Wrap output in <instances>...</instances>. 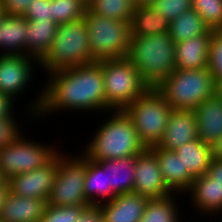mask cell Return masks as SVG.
I'll return each instance as SVG.
<instances>
[{
	"label": "cell",
	"instance_id": "1",
	"mask_svg": "<svg viewBox=\"0 0 222 222\" xmlns=\"http://www.w3.org/2000/svg\"><path fill=\"white\" fill-rule=\"evenodd\" d=\"M46 74L47 80L44 81L42 90L25 107L29 111V122L30 117L35 121L37 117L47 118L54 112L59 113L58 111H108L102 61Z\"/></svg>",
	"mask_w": 222,
	"mask_h": 222
},
{
	"label": "cell",
	"instance_id": "2",
	"mask_svg": "<svg viewBox=\"0 0 222 222\" xmlns=\"http://www.w3.org/2000/svg\"><path fill=\"white\" fill-rule=\"evenodd\" d=\"M88 140L83 154L93 161L114 160L139 155L146 148L140 142L132 119L124 110H112Z\"/></svg>",
	"mask_w": 222,
	"mask_h": 222
},
{
	"label": "cell",
	"instance_id": "3",
	"mask_svg": "<svg viewBox=\"0 0 222 222\" xmlns=\"http://www.w3.org/2000/svg\"><path fill=\"white\" fill-rule=\"evenodd\" d=\"M127 58L143 82L156 89L176 69L174 40L168 33L131 36Z\"/></svg>",
	"mask_w": 222,
	"mask_h": 222
},
{
	"label": "cell",
	"instance_id": "4",
	"mask_svg": "<svg viewBox=\"0 0 222 222\" xmlns=\"http://www.w3.org/2000/svg\"><path fill=\"white\" fill-rule=\"evenodd\" d=\"M92 62L94 58L90 51L89 33L83 18L59 25L51 48L39 61L38 66L40 70L51 73Z\"/></svg>",
	"mask_w": 222,
	"mask_h": 222
},
{
	"label": "cell",
	"instance_id": "5",
	"mask_svg": "<svg viewBox=\"0 0 222 222\" xmlns=\"http://www.w3.org/2000/svg\"><path fill=\"white\" fill-rule=\"evenodd\" d=\"M156 89L172 109L194 111L203 101L215 95V81L208 68L175 69Z\"/></svg>",
	"mask_w": 222,
	"mask_h": 222
},
{
	"label": "cell",
	"instance_id": "6",
	"mask_svg": "<svg viewBox=\"0 0 222 222\" xmlns=\"http://www.w3.org/2000/svg\"><path fill=\"white\" fill-rule=\"evenodd\" d=\"M172 110L157 89L149 88L124 111L132 119L140 142L150 148L162 140Z\"/></svg>",
	"mask_w": 222,
	"mask_h": 222
},
{
	"label": "cell",
	"instance_id": "7",
	"mask_svg": "<svg viewBox=\"0 0 222 222\" xmlns=\"http://www.w3.org/2000/svg\"><path fill=\"white\" fill-rule=\"evenodd\" d=\"M102 67L109 114L112 110H125L149 89L127 57L102 60Z\"/></svg>",
	"mask_w": 222,
	"mask_h": 222
},
{
	"label": "cell",
	"instance_id": "8",
	"mask_svg": "<svg viewBox=\"0 0 222 222\" xmlns=\"http://www.w3.org/2000/svg\"><path fill=\"white\" fill-rule=\"evenodd\" d=\"M89 44L95 61L125 58L130 48V23L108 19L92 13L84 14Z\"/></svg>",
	"mask_w": 222,
	"mask_h": 222
},
{
	"label": "cell",
	"instance_id": "9",
	"mask_svg": "<svg viewBox=\"0 0 222 222\" xmlns=\"http://www.w3.org/2000/svg\"><path fill=\"white\" fill-rule=\"evenodd\" d=\"M87 158L82 154L58 153V169L47 205L91 207L84 192Z\"/></svg>",
	"mask_w": 222,
	"mask_h": 222
},
{
	"label": "cell",
	"instance_id": "10",
	"mask_svg": "<svg viewBox=\"0 0 222 222\" xmlns=\"http://www.w3.org/2000/svg\"><path fill=\"white\" fill-rule=\"evenodd\" d=\"M21 135L12 144L0 148V172L10 177L48 164L61 150Z\"/></svg>",
	"mask_w": 222,
	"mask_h": 222
},
{
	"label": "cell",
	"instance_id": "11",
	"mask_svg": "<svg viewBox=\"0 0 222 222\" xmlns=\"http://www.w3.org/2000/svg\"><path fill=\"white\" fill-rule=\"evenodd\" d=\"M34 62L39 65V61L29 55H0V93L16 102L33 83L37 70Z\"/></svg>",
	"mask_w": 222,
	"mask_h": 222
},
{
	"label": "cell",
	"instance_id": "12",
	"mask_svg": "<svg viewBox=\"0 0 222 222\" xmlns=\"http://www.w3.org/2000/svg\"><path fill=\"white\" fill-rule=\"evenodd\" d=\"M133 192L149 199L173 194L163 180L157 156L149 148L136 155Z\"/></svg>",
	"mask_w": 222,
	"mask_h": 222
},
{
	"label": "cell",
	"instance_id": "13",
	"mask_svg": "<svg viewBox=\"0 0 222 222\" xmlns=\"http://www.w3.org/2000/svg\"><path fill=\"white\" fill-rule=\"evenodd\" d=\"M58 169V154L46 165L8 179L9 191L17 196L48 201Z\"/></svg>",
	"mask_w": 222,
	"mask_h": 222
},
{
	"label": "cell",
	"instance_id": "14",
	"mask_svg": "<svg viewBox=\"0 0 222 222\" xmlns=\"http://www.w3.org/2000/svg\"><path fill=\"white\" fill-rule=\"evenodd\" d=\"M197 138V121L194 111L173 109L162 140L156 147L175 151L179 146Z\"/></svg>",
	"mask_w": 222,
	"mask_h": 222
},
{
	"label": "cell",
	"instance_id": "15",
	"mask_svg": "<svg viewBox=\"0 0 222 222\" xmlns=\"http://www.w3.org/2000/svg\"><path fill=\"white\" fill-rule=\"evenodd\" d=\"M186 195L191 198L192 208L194 207L197 212L199 211L204 216L214 215L213 217L216 219L215 215L219 216L222 213V185L215 182L206 173L194 178Z\"/></svg>",
	"mask_w": 222,
	"mask_h": 222
},
{
	"label": "cell",
	"instance_id": "16",
	"mask_svg": "<svg viewBox=\"0 0 222 222\" xmlns=\"http://www.w3.org/2000/svg\"><path fill=\"white\" fill-rule=\"evenodd\" d=\"M149 198L138 193L117 195L114 199L98 205L105 222H139Z\"/></svg>",
	"mask_w": 222,
	"mask_h": 222
},
{
	"label": "cell",
	"instance_id": "17",
	"mask_svg": "<svg viewBox=\"0 0 222 222\" xmlns=\"http://www.w3.org/2000/svg\"><path fill=\"white\" fill-rule=\"evenodd\" d=\"M212 30L188 40L175 43L176 69L198 70L208 68Z\"/></svg>",
	"mask_w": 222,
	"mask_h": 222
},
{
	"label": "cell",
	"instance_id": "18",
	"mask_svg": "<svg viewBox=\"0 0 222 222\" xmlns=\"http://www.w3.org/2000/svg\"><path fill=\"white\" fill-rule=\"evenodd\" d=\"M47 201L17 196L8 191L0 210L3 222H38L44 216Z\"/></svg>",
	"mask_w": 222,
	"mask_h": 222
},
{
	"label": "cell",
	"instance_id": "19",
	"mask_svg": "<svg viewBox=\"0 0 222 222\" xmlns=\"http://www.w3.org/2000/svg\"><path fill=\"white\" fill-rule=\"evenodd\" d=\"M198 138L211 145L222 136V101L214 95L194 110Z\"/></svg>",
	"mask_w": 222,
	"mask_h": 222
},
{
	"label": "cell",
	"instance_id": "20",
	"mask_svg": "<svg viewBox=\"0 0 222 222\" xmlns=\"http://www.w3.org/2000/svg\"><path fill=\"white\" fill-rule=\"evenodd\" d=\"M175 152L183 163V173L192 182L207 172L212 161L211 146L199 138L179 146Z\"/></svg>",
	"mask_w": 222,
	"mask_h": 222
},
{
	"label": "cell",
	"instance_id": "21",
	"mask_svg": "<svg viewBox=\"0 0 222 222\" xmlns=\"http://www.w3.org/2000/svg\"><path fill=\"white\" fill-rule=\"evenodd\" d=\"M158 158L163 180L173 193H186L192 181L183 173V163L175 151L156 146L149 148Z\"/></svg>",
	"mask_w": 222,
	"mask_h": 222
},
{
	"label": "cell",
	"instance_id": "22",
	"mask_svg": "<svg viewBox=\"0 0 222 222\" xmlns=\"http://www.w3.org/2000/svg\"><path fill=\"white\" fill-rule=\"evenodd\" d=\"M27 21L23 16L6 15L0 22V55H26Z\"/></svg>",
	"mask_w": 222,
	"mask_h": 222
},
{
	"label": "cell",
	"instance_id": "23",
	"mask_svg": "<svg viewBox=\"0 0 222 222\" xmlns=\"http://www.w3.org/2000/svg\"><path fill=\"white\" fill-rule=\"evenodd\" d=\"M84 192L91 206L114 199L117 195L108 186L107 172L97 161L87 158V170L84 182Z\"/></svg>",
	"mask_w": 222,
	"mask_h": 222
},
{
	"label": "cell",
	"instance_id": "24",
	"mask_svg": "<svg viewBox=\"0 0 222 222\" xmlns=\"http://www.w3.org/2000/svg\"><path fill=\"white\" fill-rule=\"evenodd\" d=\"M98 162L105 168L108 186L116 195L133 192L136 155Z\"/></svg>",
	"mask_w": 222,
	"mask_h": 222
},
{
	"label": "cell",
	"instance_id": "25",
	"mask_svg": "<svg viewBox=\"0 0 222 222\" xmlns=\"http://www.w3.org/2000/svg\"><path fill=\"white\" fill-rule=\"evenodd\" d=\"M59 25L52 20L27 21L26 55L40 61L51 48Z\"/></svg>",
	"mask_w": 222,
	"mask_h": 222
},
{
	"label": "cell",
	"instance_id": "26",
	"mask_svg": "<svg viewBox=\"0 0 222 222\" xmlns=\"http://www.w3.org/2000/svg\"><path fill=\"white\" fill-rule=\"evenodd\" d=\"M169 24V20L151 5L136 6L130 19V35L137 37L166 34L169 31Z\"/></svg>",
	"mask_w": 222,
	"mask_h": 222
},
{
	"label": "cell",
	"instance_id": "27",
	"mask_svg": "<svg viewBox=\"0 0 222 222\" xmlns=\"http://www.w3.org/2000/svg\"><path fill=\"white\" fill-rule=\"evenodd\" d=\"M209 30L202 17L191 9L170 21L168 34L177 43L206 34Z\"/></svg>",
	"mask_w": 222,
	"mask_h": 222
},
{
	"label": "cell",
	"instance_id": "28",
	"mask_svg": "<svg viewBox=\"0 0 222 222\" xmlns=\"http://www.w3.org/2000/svg\"><path fill=\"white\" fill-rule=\"evenodd\" d=\"M177 195L178 193H173L162 198L149 199L139 222H180V219L182 222L183 219L179 218L182 217L179 214L181 207L176 203L179 197Z\"/></svg>",
	"mask_w": 222,
	"mask_h": 222
},
{
	"label": "cell",
	"instance_id": "29",
	"mask_svg": "<svg viewBox=\"0 0 222 222\" xmlns=\"http://www.w3.org/2000/svg\"><path fill=\"white\" fill-rule=\"evenodd\" d=\"M136 5L133 0H89L87 8L94 14L129 22Z\"/></svg>",
	"mask_w": 222,
	"mask_h": 222
},
{
	"label": "cell",
	"instance_id": "30",
	"mask_svg": "<svg viewBox=\"0 0 222 222\" xmlns=\"http://www.w3.org/2000/svg\"><path fill=\"white\" fill-rule=\"evenodd\" d=\"M86 9L85 0H51L52 21L57 25L83 19Z\"/></svg>",
	"mask_w": 222,
	"mask_h": 222
},
{
	"label": "cell",
	"instance_id": "31",
	"mask_svg": "<svg viewBox=\"0 0 222 222\" xmlns=\"http://www.w3.org/2000/svg\"><path fill=\"white\" fill-rule=\"evenodd\" d=\"M192 9L211 30H222V0H192Z\"/></svg>",
	"mask_w": 222,
	"mask_h": 222
},
{
	"label": "cell",
	"instance_id": "32",
	"mask_svg": "<svg viewBox=\"0 0 222 222\" xmlns=\"http://www.w3.org/2000/svg\"><path fill=\"white\" fill-rule=\"evenodd\" d=\"M85 209V206L47 205L43 218L38 222H76Z\"/></svg>",
	"mask_w": 222,
	"mask_h": 222
},
{
	"label": "cell",
	"instance_id": "33",
	"mask_svg": "<svg viewBox=\"0 0 222 222\" xmlns=\"http://www.w3.org/2000/svg\"><path fill=\"white\" fill-rule=\"evenodd\" d=\"M208 69L214 81L222 80V30H212Z\"/></svg>",
	"mask_w": 222,
	"mask_h": 222
},
{
	"label": "cell",
	"instance_id": "34",
	"mask_svg": "<svg viewBox=\"0 0 222 222\" xmlns=\"http://www.w3.org/2000/svg\"><path fill=\"white\" fill-rule=\"evenodd\" d=\"M151 6L170 22L191 10L192 0H155Z\"/></svg>",
	"mask_w": 222,
	"mask_h": 222
},
{
	"label": "cell",
	"instance_id": "35",
	"mask_svg": "<svg viewBox=\"0 0 222 222\" xmlns=\"http://www.w3.org/2000/svg\"><path fill=\"white\" fill-rule=\"evenodd\" d=\"M17 112L9 116L0 118V148L5 147L6 145L12 144L17 140L23 133V129L19 127L16 116Z\"/></svg>",
	"mask_w": 222,
	"mask_h": 222
},
{
	"label": "cell",
	"instance_id": "36",
	"mask_svg": "<svg viewBox=\"0 0 222 222\" xmlns=\"http://www.w3.org/2000/svg\"><path fill=\"white\" fill-rule=\"evenodd\" d=\"M27 20H52L51 0H32L23 15Z\"/></svg>",
	"mask_w": 222,
	"mask_h": 222
},
{
	"label": "cell",
	"instance_id": "37",
	"mask_svg": "<svg viewBox=\"0 0 222 222\" xmlns=\"http://www.w3.org/2000/svg\"><path fill=\"white\" fill-rule=\"evenodd\" d=\"M32 0H0L6 15L23 16Z\"/></svg>",
	"mask_w": 222,
	"mask_h": 222
},
{
	"label": "cell",
	"instance_id": "38",
	"mask_svg": "<svg viewBox=\"0 0 222 222\" xmlns=\"http://www.w3.org/2000/svg\"><path fill=\"white\" fill-rule=\"evenodd\" d=\"M76 222H105L102 211L98 206L86 208Z\"/></svg>",
	"mask_w": 222,
	"mask_h": 222
},
{
	"label": "cell",
	"instance_id": "39",
	"mask_svg": "<svg viewBox=\"0 0 222 222\" xmlns=\"http://www.w3.org/2000/svg\"><path fill=\"white\" fill-rule=\"evenodd\" d=\"M14 103L9 96L0 93V118L9 117L14 112Z\"/></svg>",
	"mask_w": 222,
	"mask_h": 222
},
{
	"label": "cell",
	"instance_id": "40",
	"mask_svg": "<svg viewBox=\"0 0 222 222\" xmlns=\"http://www.w3.org/2000/svg\"><path fill=\"white\" fill-rule=\"evenodd\" d=\"M206 174L215 180V182L222 185V160L212 159Z\"/></svg>",
	"mask_w": 222,
	"mask_h": 222
},
{
	"label": "cell",
	"instance_id": "41",
	"mask_svg": "<svg viewBox=\"0 0 222 222\" xmlns=\"http://www.w3.org/2000/svg\"><path fill=\"white\" fill-rule=\"evenodd\" d=\"M210 146H211L212 159L222 160V136Z\"/></svg>",
	"mask_w": 222,
	"mask_h": 222
},
{
	"label": "cell",
	"instance_id": "42",
	"mask_svg": "<svg viewBox=\"0 0 222 222\" xmlns=\"http://www.w3.org/2000/svg\"><path fill=\"white\" fill-rule=\"evenodd\" d=\"M8 191H9V185L7 182L3 187H0V210L3 206L4 199H5V196L7 195Z\"/></svg>",
	"mask_w": 222,
	"mask_h": 222
},
{
	"label": "cell",
	"instance_id": "43",
	"mask_svg": "<svg viewBox=\"0 0 222 222\" xmlns=\"http://www.w3.org/2000/svg\"><path fill=\"white\" fill-rule=\"evenodd\" d=\"M215 95L222 101V80L215 81Z\"/></svg>",
	"mask_w": 222,
	"mask_h": 222
},
{
	"label": "cell",
	"instance_id": "44",
	"mask_svg": "<svg viewBox=\"0 0 222 222\" xmlns=\"http://www.w3.org/2000/svg\"><path fill=\"white\" fill-rule=\"evenodd\" d=\"M134 4L136 6H149L151 5L155 0H133Z\"/></svg>",
	"mask_w": 222,
	"mask_h": 222
},
{
	"label": "cell",
	"instance_id": "45",
	"mask_svg": "<svg viewBox=\"0 0 222 222\" xmlns=\"http://www.w3.org/2000/svg\"><path fill=\"white\" fill-rule=\"evenodd\" d=\"M8 182V179L0 172V187H3Z\"/></svg>",
	"mask_w": 222,
	"mask_h": 222
},
{
	"label": "cell",
	"instance_id": "46",
	"mask_svg": "<svg viewBox=\"0 0 222 222\" xmlns=\"http://www.w3.org/2000/svg\"><path fill=\"white\" fill-rule=\"evenodd\" d=\"M5 16H6L5 10L0 4V22L4 19Z\"/></svg>",
	"mask_w": 222,
	"mask_h": 222
}]
</instances>
